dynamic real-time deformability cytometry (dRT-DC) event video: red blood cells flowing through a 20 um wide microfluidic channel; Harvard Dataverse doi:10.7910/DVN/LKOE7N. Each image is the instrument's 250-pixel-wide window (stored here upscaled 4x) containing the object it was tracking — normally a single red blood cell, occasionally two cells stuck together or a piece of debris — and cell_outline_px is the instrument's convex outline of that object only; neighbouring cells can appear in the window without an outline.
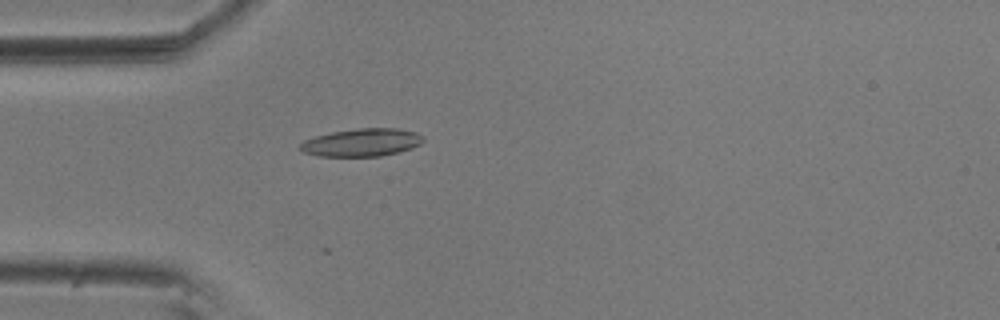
{"species": "common noctule bat (a hibernating species)", "species_latin": "Nyctalus noctula", "temperature_condition": "room temperature", "stored_images_in_passage": 27, "camera_frame_rate_fps": 3000, "um_per_image_px": 0.085, "animal": {"sex": "male", "body_mass_g": 20.5, "forearm_length_mm": 52.5}, "frame": {"image": 1, "passage_image": 13, "time_ms": 4.0, "image_size_px": [1000, 320], "cell_outline_px": [[424, 140], [420, 144], [412, 148], [400, 152], [380, 156], [320, 156], [304, 152], [300, 148], [300, 144], [304, 140], [316, 136], [332, 132], [356, 128], [396, 128], [416, 132], [424, 136]], "centroid_in_image_um": [30.79, 12.1], "position_along_channel_um": 54.2, "area_um2": 19.94}}
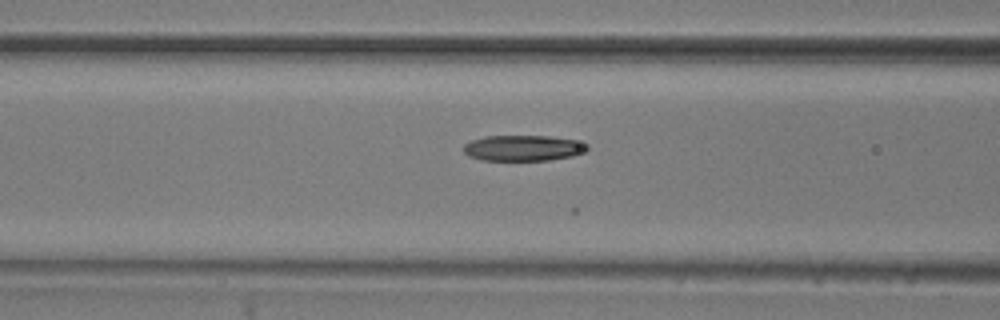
{"frame": {"image": 2, "passage_image": 19, "time_ms": 6.0, "image_size_px": [1000, 320], "cell_outline_px": [[588, 148], [584, 152], [572, 156], [548, 160], [480, 160], [468, 156], [464, 152], [464, 144], [472, 140], [484, 136], [548, 136], [576, 140], [588, 144]], "centroid_in_image_um": [44.46, 12.58], "position_along_channel_um": 122.1, "area_um2": 18.55}}
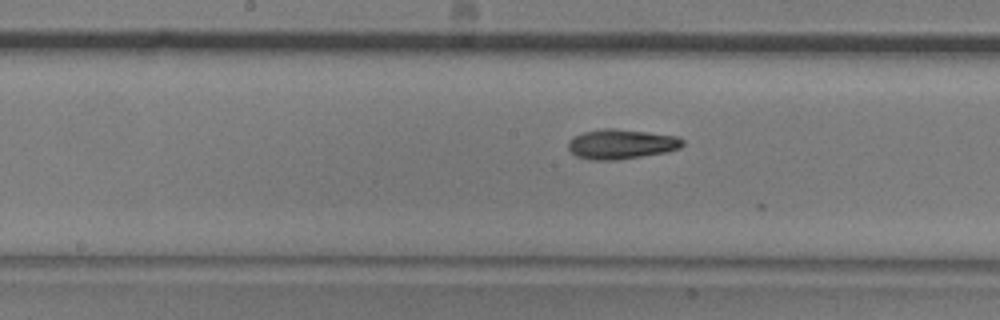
{"frame": {"image": 3, "passage_image": 25, "time_ms": 8.0, "image_size_px": [1000, 320], "cell_outline_px": [[684, 144], [680, 148], [668, 152], [616, 160], [588, 160], [576, 156], [568, 148], [568, 140], [572, 136], [584, 132], [600, 128], [612, 128], [648, 132], [676, 136], [684, 140]], "centroid_in_image_um": [52.78, 12.25], "position_along_channel_um": 195.4, "area_um2": 20.06}}